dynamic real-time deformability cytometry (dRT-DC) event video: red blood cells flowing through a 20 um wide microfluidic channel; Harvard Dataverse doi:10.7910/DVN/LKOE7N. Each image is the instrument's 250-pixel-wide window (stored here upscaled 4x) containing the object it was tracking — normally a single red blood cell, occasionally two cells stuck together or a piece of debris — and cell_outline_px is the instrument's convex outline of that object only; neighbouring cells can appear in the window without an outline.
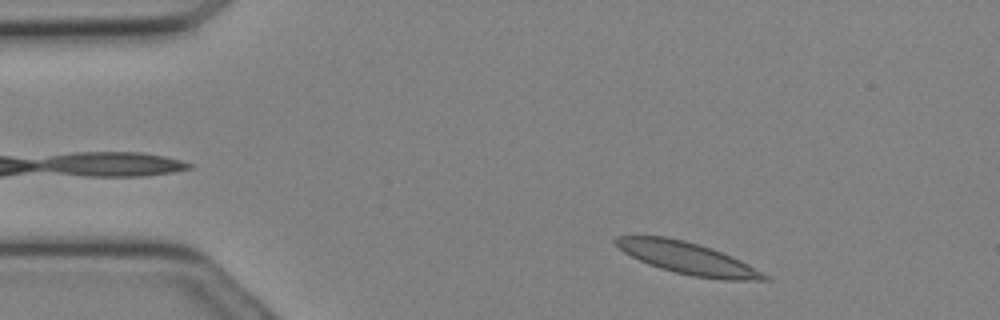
{"species": "Egyptian fruit bat (a non-hibernating species)", "species_latin": "Rousettus aegyptiacus", "temperature_condition": "cold", "stored_images_in_passage": 9, "camera_frame_rate_fps": 3000, "um_per_image_px": 0.085, "animal": {"sex": "female"}, "frame": {"image": 1, "passage_image": 1, "time_ms": 0.0, "image_size_px": [1000, 320], "cell_outline_px": [[772, 280], [724, 280], [692, 276], [660, 268], [648, 264], [624, 252], [612, 240], [616, 236], [664, 236], [684, 240], [732, 256], [764, 272]], "centroid_in_image_um": [58.46, 21.96], "position_along_channel_um": 26.5, "area_um2": 27.28}}
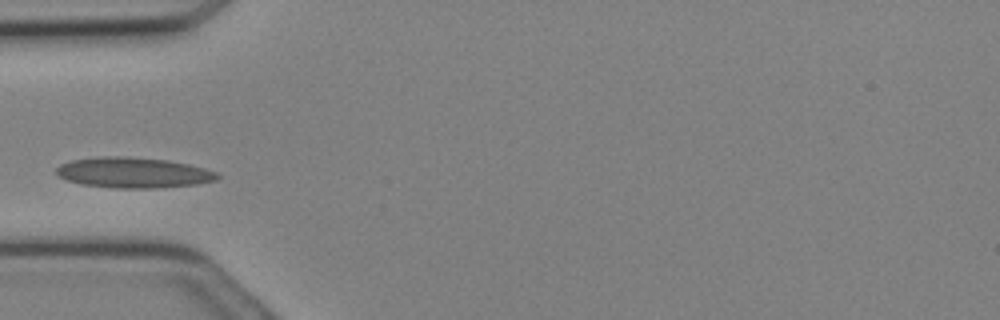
{"frame": {"image": 2, "passage_image": 6, "time_ms": 1.667, "image_size_px": [1000, 320], "cell_outline_px": [[220, 176], [216, 180], [196, 184], [156, 188], [116, 188], [80, 184], [56, 176], [56, 168], [60, 164], [72, 160], [96, 156], [128, 156], [168, 160], [188, 164], [204, 168], [216, 172]], "centroid_in_image_um": [11.3, 14.66], "position_along_channel_um": 73.7, "area_um2": 28.78}}
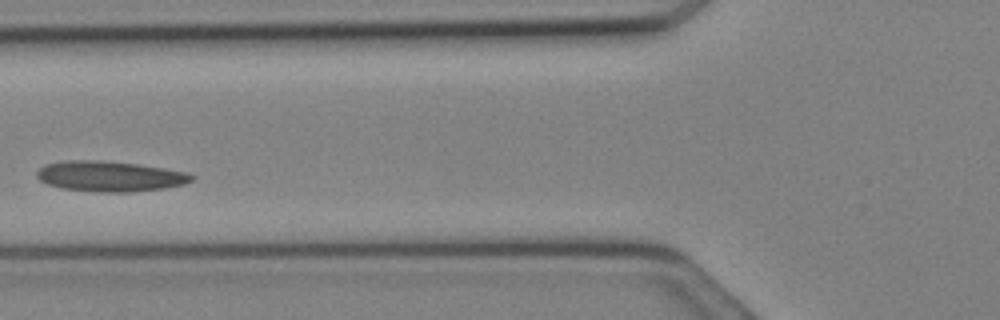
{"frame": {"image": 3, "passage_image": 8, "time_ms": 2.333, "image_size_px": [1000, 320], "cell_outline_px": [[196, 176], [192, 180], [184, 184], [164, 188], [128, 192], [100, 192], [60, 188], [48, 184], [40, 180], [36, 176], [36, 172], [44, 164], [68, 160], [100, 160], [136, 164], [164, 168], [184, 172]], "centroid_in_image_um": [9.31, 14.98], "position_along_channel_um": 116.5, "area_um2": 27.34}}